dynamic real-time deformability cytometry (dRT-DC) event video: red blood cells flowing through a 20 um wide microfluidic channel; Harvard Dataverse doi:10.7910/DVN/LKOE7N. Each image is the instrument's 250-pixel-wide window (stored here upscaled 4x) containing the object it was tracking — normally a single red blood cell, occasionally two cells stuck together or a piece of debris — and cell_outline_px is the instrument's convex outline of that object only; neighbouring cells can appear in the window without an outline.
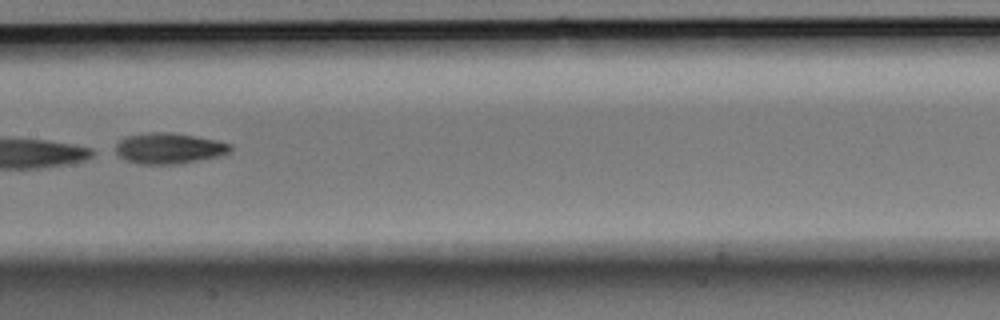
{"species": "Egyptian fruit bat (a non-hibernating species)", "species_latin": "Rousettus aegyptiacus", "temperature_condition": "room temperature", "stored_images_in_passage": 9, "camera_frame_rate_fps": 3000, "um_per_image_px": 0.085, "animal": {"sex": "male"}, "frame": {"image": 1, "passage_image": 6, "time_ms": 1.667, "image_size_px": [1000, 320], "cell_outline_px": [[232, 148], [228, 152], [220, 156], [180, 164], [140, 164], [124, 160], [112, 152], [116, 144], [120, 140], [128, 136], [148, 132], [168, 132], [216, 140], [232, 144]], "centroid_in_image_um": [14.31, 12.62], "position_along_channel_um": 193.1, "area_um2": 20.75}}
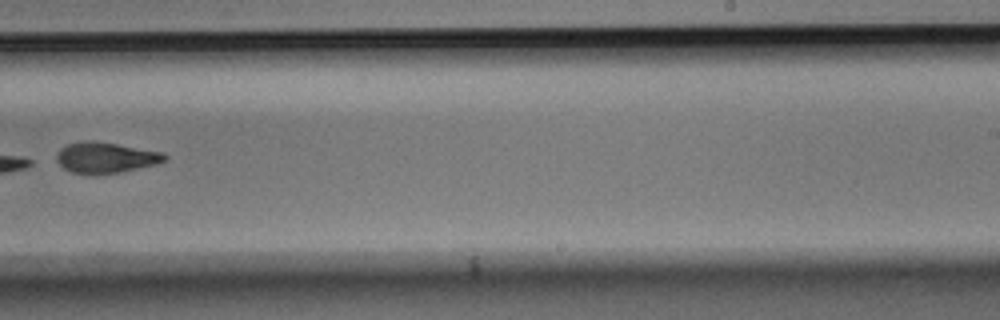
{"frame": {"image": 2, "passage_image": 8, "time_ms": 2.333, "image_size_px": [1000, 320], "cell_outline_px": [[168, 156], [164, 160], [156, 164], [120, 172], [92, 176], [72, 172], [64, 168], [56, 160], [56, 156], [60, 148], [68, 144], [84, 140], [88, 140], [116, 144], [164, 152]], "centroid_in_image_um": [8.96, 13.41], "position_along_channel_um": 280.0, "area_um2": 19.48}}
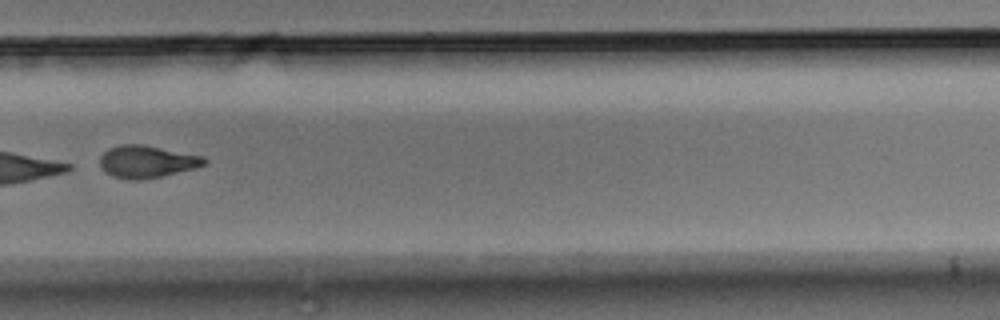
{"frame": {"image": 3, "passage_image": 9, "time_ms": 2.667, "image_size_px": [1000, 320], "cell_outline_px": [[208, 160], [204, 164], [196, 168], [160, 176], [140, 180], [128, 180], [112, 176], [104, 172], [100, 164], [100, 156], [108, 148], [120, 144], [144, 144], [204, 156]], "centroid_in_image_um": [12.46, 13.73], "position_along_channel_um": 317.3, "area_um2": 19.83}}